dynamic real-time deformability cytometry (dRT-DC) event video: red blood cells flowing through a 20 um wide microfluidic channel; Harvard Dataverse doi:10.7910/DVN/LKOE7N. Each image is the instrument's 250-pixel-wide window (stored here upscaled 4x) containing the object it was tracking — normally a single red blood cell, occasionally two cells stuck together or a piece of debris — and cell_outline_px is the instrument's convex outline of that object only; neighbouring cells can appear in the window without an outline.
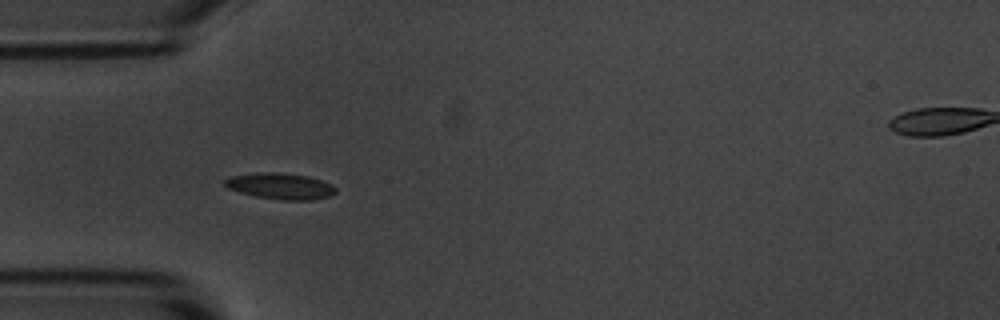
{"species": "common noctule bat (a hibernating species)", "species_latin": "Nyctalus noctula", "temperature_condition": "room temperature", "stored_images_in_passage": 15, "camera_frame_rate_fps": 3000, "um_per_image_px": 0.085, "animal": {"sex": "male", "body_mass_g": 20.1, "forearm_length_mm": 53.5}, "frame": {"image": 1, "passage_image": 5, "time_ms": 5.333, "image_size_px": [1000, 320], "cell_outline_px": [[336, 192], [332, 196], [312, 200], [280, 200], [256, 196], [240, 192], [228, 188], [224, 184], [224, 180], [232, 176], [260, 172], [276, 172], [308, 176], [332, 184], [336, 188]], "centroid_in_image_um": [23.87, 15.82], "position_along_channel_um": 61.1, "area_um2": 16.88}}
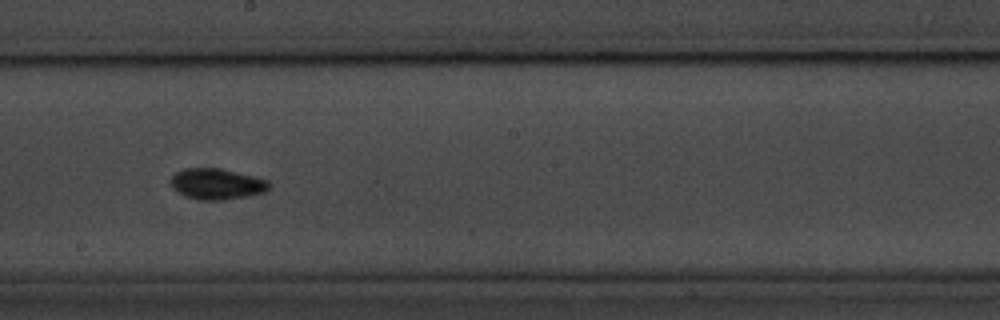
{"frame": {"image": 2, "passage_image": 9, "time_ms": 10.0, "image_size_px": [1000, 320], "cell_outline_px": [[272, 184], [264, 192], [248, 196], [224, 200], [200, 200], [184, 196], [176, 192], [172, 188], [172, 176], [176, 172], [184, 168], [216, 168], [236, 172], [268, 180]], "centroid_in_image_um": [18.41, 15.65], "position_along_channel_um": 229.8, "area_um2": 17.69}}
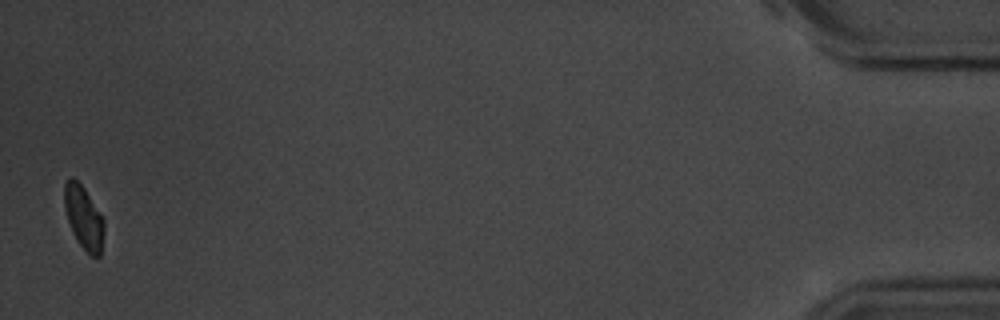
{"frame": {"image": 3, "passage_image": 15, "time_ms": 18.0, "image_size_px": [1000, 320], "cell_outline_px": [[104, 232], [100, 256], [92, 256], [76, 240], [72, 232], [64, 208], [64, 184], [68, 176], [72, 176], [84, 188], [104, 220]], "centroid_in_image_um": [7.09, 18.46], "position_along_channel_um": 428.1, "area_um2": 14.51}, "authors_computed_cell_mechanics": {"area_um2": 15.7794, "velocity_mm_per_s": 3.6366, "shape_relaxation_time_tau1_ms": 2.0938, "shape_relaxation_time_tau2_ms": 4.3672, "deformation_change_tau1": 0.0782, "deformation_change_tau2": 0.088}}